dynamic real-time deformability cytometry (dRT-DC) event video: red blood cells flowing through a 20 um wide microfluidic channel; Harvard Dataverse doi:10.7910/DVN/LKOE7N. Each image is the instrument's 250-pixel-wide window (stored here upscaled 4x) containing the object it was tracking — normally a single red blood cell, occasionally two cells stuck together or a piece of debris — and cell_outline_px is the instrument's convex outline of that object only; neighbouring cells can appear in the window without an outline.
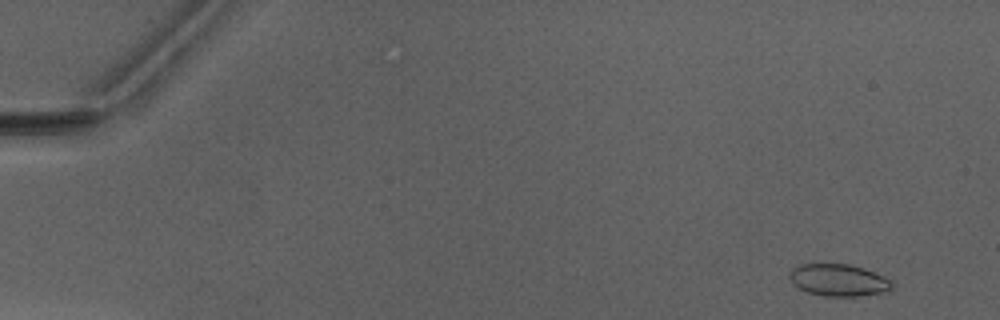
{"species": "Egyptian fruit bat (a non-hibernating species)", "species_latin": "Rousettus aegyptiacus", "temperature_condition": "warm", "stored_images_in_passage": 50, "camera_frame_rate_fps": 3000, "um_per_image_px": 0.085, "animal": {"sex": "male"}, "frame": {"image": 1, "passage_image": 3, "time_ms": 0.667, "image_size_px": [1000, 320], "cell_outline_px": [[896, 284], [892, 292], [856, 296], [824, 296], [808, 292], [792, 284], [788, 276], [788, 272], [792, 268], [800, 264], [848, 264], [864, 268], [892, 280]], "centroid_in_image_um": [71.33, 23.82], "position_along_channel_um": 13.7, "area_um2": 19.54}}
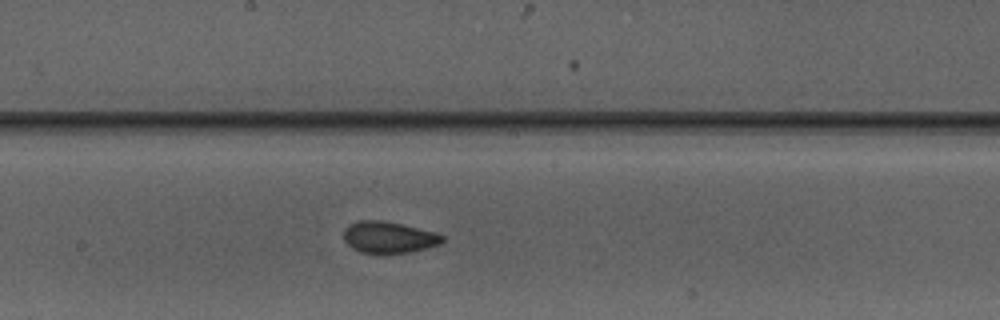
{"frame": {"image": 2, "passage_image": 28, "time_ms": 9.0, "image_size_px": [1000, 320], "cell_outline_px": [[444, 240], [440, 244], [408, 252], [388, 256], [380, 256], [360, 252], [352, 248], [344, 240], [344, 228], [348, 224], [360, 220], [384, 220], [436, 232], [444, 236]], "centroid_in_image_um": [33.01, 20.2], "position_along_channel_um": 215.2, "area_um2": 18.73}}
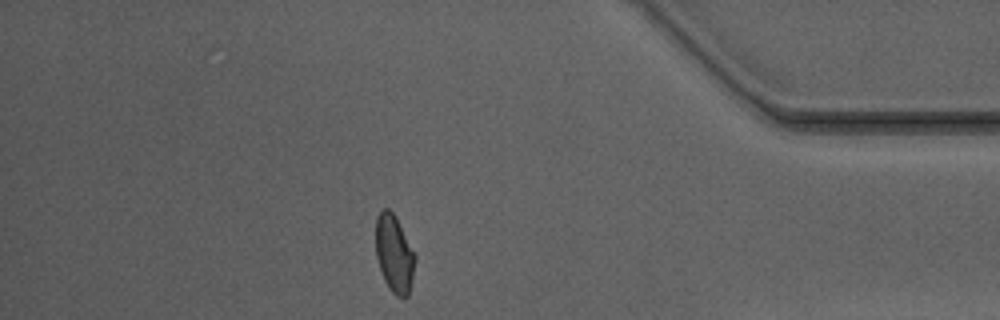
{"frame": {"image": 3, "passage_image": 44, "time_ms": 14.333, "image_size_px": [1000, 320], "cell_outline_px": [[416, 256], [408, 296], [404, 300], [396, 296], [388, 288], [384, 280], [376, 256], [376, 216], [384, 208], [388, 208], [396, 216]], "centroid_in_image_um": [33.5, 21.58], "position_along_channel_um": 401.7, "area_um2": 17.74}, "authors_computed_cell_mechanics": {"area_um2": 18.4093, "velocity_mm_per_s": 4.1234, "shape_relaxation_time_tau1_ms": null, "shape_relaxation_time_tau2_ms": 0.8699, "deformation_change_tau1": null, "deformation_change_tau2": 0.0747}}